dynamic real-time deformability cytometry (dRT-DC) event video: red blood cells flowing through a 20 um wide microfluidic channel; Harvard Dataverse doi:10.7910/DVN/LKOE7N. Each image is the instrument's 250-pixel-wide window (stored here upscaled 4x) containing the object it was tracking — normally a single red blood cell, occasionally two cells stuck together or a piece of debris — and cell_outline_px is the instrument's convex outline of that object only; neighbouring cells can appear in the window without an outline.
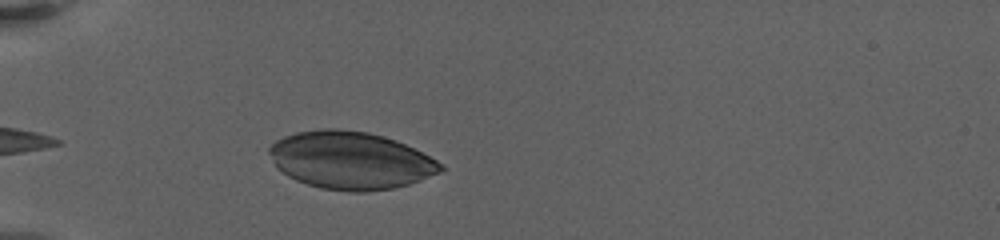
{"species": "human", "species_latin": "Homo sapiens", "temperature_condition": "warm", "stored_images_in_passage": 4, "camera_frame_rate_fps": 3000, "um_per_image_px": 0.085, "donor": {"sex": "female"}, "frame": {"image": 1, "passage_image": 4, "time_ms": 3.333, "image_size_px": [1000, 240], "cell_outline_px": [[448, 168], [440, 172], [420, 180], [408, 184], [392, 188], [364, 192], [348, 192], [320, 188], [296, 180], [288, 176], [276, 168], [268, 152], [268, 148], [276, 140], [284, 136], [296, 132], [320, 128], [336, 128], [368, 132], [396, 140], [444, 164]], "centroid_in_image_um": [29.77, 13.63], "position_along_channel_um": 55.2, "area_um2": 57.63}}